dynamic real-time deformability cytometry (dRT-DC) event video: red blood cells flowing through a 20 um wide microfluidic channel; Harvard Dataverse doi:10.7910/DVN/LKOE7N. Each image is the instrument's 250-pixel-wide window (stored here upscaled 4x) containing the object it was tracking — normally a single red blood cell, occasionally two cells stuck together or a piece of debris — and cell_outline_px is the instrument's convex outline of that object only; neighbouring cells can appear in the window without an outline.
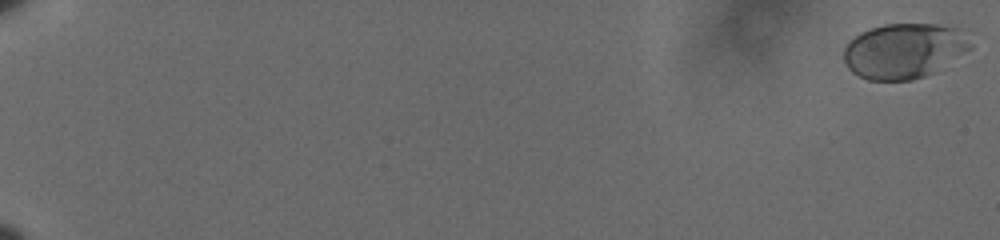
{"species": "human", "species_latin": "Homo sapiens", "temperature_condition": "cold", "stored_images_in_passage": 14, "camera_frame_rate_fps": 3000, "um_per_image_px": 0.085, "donor": {"sex": "male"}, "frame": {"image": 1, "passage_image": 1, "time_ms": 0.0, "image_size_px": [1000, 240], "cell_outline_px": [[972, 48], [936, 72], [912, 80], [868, 80], [852, 72], [848, 68], [844, 60], [844, 48], [848, 40], [860, 32], [884, 24], [936, 24], [960, 28], [972, 44]], "centroid_in_image_um": [76.85, 4.31], "position_along_channel_um": 8.2, "area_um2": 40.98}}